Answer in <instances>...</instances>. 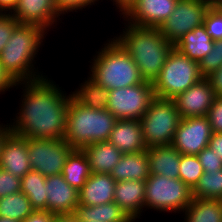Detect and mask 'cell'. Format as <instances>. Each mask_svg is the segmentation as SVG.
I'll return each mask as SVG.
<instances>
[{"label":"cell","mask_w":222,"mask_h":222,"mask_svg":"<svg viewBox=\"0 0 222 222\" xmlns=\"http://www.w3.org/2000/svg\"><path fill=\"white\" fill-rule=\"evenodd\" d=\"M48 75L25 82H17L14 90H23L17 113L9 122L10 131L23 138L58 139L65 137L69 94ZM64 90V91H63Z\"/></svg>","instance_id":"1"},{"label":"cell","mask_w":222,"mask_h":222,"mask_svg":"<svg viewBox=\"0 0 222 222\" xmlns=\"http://www.w3.org/2000/svg\"><path fill=\"white\" fill-rule=\"evenodd\" d=\"M123 22L124 29L111 37L129 53L144 81L153 83L174 45L163 37L158 28L140 27L124 20Z\"/></svg>","instance_id":"2"},{"label":"cell","mask_w":222,"mask_h":222,"mask_svg":"<svg viewBox=\"0 0 222 222\" xmlns=\"http://www.w3.org/2000/svg\"><path fill=\"white\" fill-rule=\"evenodd\" d=\"M47 34L49 33L42 27L33 24H19L13 31L0 54V62L16 82L36 80L46 76L37 64L38 53L39 51L41 53V47L47 43L45 42L49 36Z\"/></svg>","instance_id":"3"},{"label":"cell","mask_w":222,"mask_h":222,"mask_svg":"<svg viewBox=\"0 0 222 222\" xmlns=\"http://www.w3.org/2000/svg\"><path fill=\"white\" fill-rule=\"evenodd\" d=\"M90 57L88 76L105 89L131 87L144 82L129 53L112 37Z\"/></svg>","instance_id":"4"},{"label":"cell","mask_w":222,"mask_h":222,"mask_svg":"<svg viewBox=\"0 0 222 222\" xmlns=\"http://www.w3.org/2000/svg\"><path fill=\"white\" fill-rule=\"evenodd\" d=\"M118 119L107 109L94 110L73 96L68 104L64 140L73 149L108 141Z\"/></svg>","instance_id":"5"},{"label":"cell","mask_w":222,"mask_h":222,"mask_svg":"<svg viewBox=\"0 0 222 222\" xmlns=\"http://www.w3.org/2000/svg\"><path fill=\"white\" fill-rule=\"evenodd\" d=\"M202 78L199 63L173 48L153 81L155 97L173 99Z\"/></svg>","instance_id":"6"},{"label":"cell","mask_w":222,"mask_h":222,"mask_svg":"<svg viewBox=\"0 0 222 222\" xmlns=\"http://www.w3.org/2000/svg\"><path fill=\"white\" fill-rule=\"evenodd\" d=\"M192 189L180 179L149 175L145 180V211L182 214L192 201Z\"/></svg>","instance_id":"7"},{"label":"cell","mask_w":222,"mask_h":222,"mask_svg":"<svg viewBox=\"0 0 222 222\" xmlns=\"http://www.w3.org/2000/svg\"><path fill=\"white\" fill-rule=\"evenodd\" d=\"M180 119L173 99L155 97L140 118L143 139L147 148L171 145Z\"/></svg>","instance_id":"8"},{"label":"cell","mask_w":222,"mask_h":222,"mask_svg":"<svg viewBox=\"0 0 222 222\" xmlns=\"http://www.w3.org/2000/svg\"><path fill=\"white\" fill-rule=\"evenodd\" d=\"M155 98L153 83H143L109 90L106 109L118 120H140Z\"/></svg>","instance_id":"9"},{"label":"cell","mask_w":222,"mask_h":222,"mask_svg":"<svg viewBox=\"0 0 222 222\" xmlns=\"http://www.w3.org/2000/svg\"><path fill=\"white\" fill-rule=\"evenodd\" d=\"M212 4L209 0H178L174 11L158 28L175 45L186 33L203 25Z\"/></svg>","instance_id":"10"},{"label":"cell","mask_w":222,"mask_h":222,"mask_svg":"<svg viewBox=\"0 0 222 222\" xmlns=\"http://www.w3.org/2000/svg\"><path fill=\"white\" fill-rule=\"evenodd\" d=\"M27 150L31 169L48 177L62 174L73 148L64 139L27 138Z\"/></svg>","instance_id":"11"},{"label":"cell","mask_w":222,"mask_h":222,"mask_svg":"<svg viewBox=\"0 0 222 222\" xmlns=\"http://www.w3.org/2000/svg\"><path fill=\"white\" fill-rule=\"evenodd\" d=\"M211 135L207 116L181 118L171 145L180 154L198 155L208 147Z\"/></svg>","instance_id":"12"},{"label":"cell","mask_w":222,"mask_h":222,"mask_svg":"<svg viewBox=\"0 0 222 222\" xmlns=\"http://www.w3.org/2000/svg\"><path fill=\"white\" fill-rule=\"evenodd\" d=\"M12 16L20 24H33L42 27L45 31H55L59 23H63L62 16L54 0H18ZM61 21V22H60ZM51 29V30H50Z\"/></svg>","instance_id":"13"},{"label":"cell","mask_w":222,"mask_h":222,"mask_svg":"<svg viewBox=\"0 0 222 222\" xmlns=\"http://www.w3.org/2000/svg\"><path fill=\"white\" fill-rule=\"evenodd\" d=\"M177 2L178 0H136L122 20L140 27L159 28L174 11Z\"/></svg>","instance_id":"14"},{"label":"cell","mask_w":222,"mask_h":222,"mask_svg":"<svg viewBox=\"0 0 222 222\" xmlns=\"http://www.w3.org/2000/svg\"><path fill=\"white\" fill-rule=\"evenodd\" d=\"M216 98V94L208 80L203 77L200 81L178 94L173 101L181 118L207 116L208 110Z\"/></svg>","instance_id":"15"},{"label":"cell","mask_w":222,"mask_h":222,"mask_svg":"<svg viewBox=\"0 0 222 222\" xmlns=\"http://www.w3.org/2000/svg\"><path fill=\"white\" fill-rule=\"evenodd\" d=\"M46 211L56 215L75 214L79 206V192L70 186L62 174L46 177Z\"/></svg>","instance_id":"16"},{"label":"cell","mask_w":222,"mask_h":222,"mask_svg":"<svg viewBox=\"0 0 222 222\" xmlns=\"http://www.w3.org/2000/svg\"><path fill=\"white\" fill-rule=\"evenodd\" d=\"M0 169L23 178L31 171L27 150V138L12 132L4 139L0 152Z\"/></svg>","instance_id":"17"},{"label":"cell","mask_w":222,"mask_h":222,"mask_svg":"<svg viewBox=\"0 0 222 222\" xmlns=\"http://www.w3.org/2000/svg\"><path fill=\"white\" fill-rule=\"evenodd\" d=\"M114 202L133 221L142 218L145 207V180L117 181L114 191ZM141 217V218H140Z\"/></svg>","instance_id":"18"},{"label":"cell","mask_w":222,"mask_h":222,"mask_svg":"<svg viewBox=\"0 0 222 222\" xmlns=\"http://www.w3.org/2000/svg\"><path fill=\"white\" fill-rule=\"evenodd\" d=\"M108 142L123 154L143 152L147 149L140 120H117Z\"/></svg>","instance_id":"19"},{"label":"cell","mask_w":222,"mask_h":222,"mask_svg":"<svg viewBox=\"0 0 222 222\" xmlns=\"http://www.w3.org/2000/svg\"><path fill=\"white\" fill-rule=\"evenodd\" d=\"M116 181L110 174L91 173L78 191L79 205L94 206L114 202Z\"/></svg>","instance_id":"20"},{"label":"cell","mask_w":222,"mask_h":222,"mask_svg":"<svg viewBox=\"0 0 222 222\" xmlns=\"http://www.w3.org/2000/svg\"><path fill=\"white\" fill-rule=\"evenodd\" d=\"M146 151L151 175L179 179L181 154L172 145L152 146Z\"/></svg>","instance_id":"21"},{"label":"cell","mask_w":222,"mask_h":222,"mask_svg":"<svg viewBox=\"0 0 222 222\" xmlns=\"http://www.w3.org/2000/svg\"><path fill=\"white\" fill-rule=\"evenodd\" d=\"M91 173L110 174L123 153L108 141L89 144L82 148Z\"/></svg>","instance_id":"22"},{"label":"cell","mask_w":222,"mask_h":222,"mask_svg":"<svg viewBox=\"0 0 222 222\" xmlns=\"http://www.w3.org/2000/svg\"><path fill=\"white\" fill-rule=\"evenodd\" d=\"M110 175L115 181L146 180L150 175L147 151L123 154Z\"/></svg>","instance_id":"23"},{"label":"cell","mask_w":222,"mask_h":222,"mask_svg":"<svg viewBox=\"0 0 222 222\" xmlns=\"http://www.w3.org/2000/svg\"><path fill=\"white\" fill-rule=\"evenodd\" d=\"M214 41L204 25L186 33L175 45L181 54L198 63L213 49Z\"/></svg>","instance_id":"24"},{"label":"cell","mask_w":222,"mask_h":222,"mask_svg":"<svg viewBox=\"0 0 222 222\" xmlns=\"http://www.w3.org/2000/svg\"><path fill=\"white\" fill-rule=\"evenodd\" d=\"M180 216L183 222H222V200L192 198Z\"/></svg>","instance_id":"25"},{"label":"cell","mask_w":222,"mask_h":222,"mask_svg":"<svg viewBox=\"0 0 222 222\" xmlns=\"http://www.w3.org/2000/svg\"><path fill=\"white\" fill-rule=\"evenodd\" d=\"M62 175L65 181L78 191L90 177L91 171L88 159L82 149H73L68 155Z\"/></svg>","instance_id":"26"},{"label":"cell","mask_w":222,"mask_h":222,"mask_svg":"<svg viewBox=\"0 0 222 222\" xmlns=\"http://www.w3.org/2000/svg\"><path fill=\"white\" fill-rule=\"evenodd\" d=\"M75 215L80 220L87 221L95 220L98 222H133L115 202L94 206L79 205Z\"/></svg>","instance_id":"27"},{"label":"cell","mask_w":222,"mask_h":222,"mask_svg":"<svg viewBox=\"0 0 222 222\" xmlns=\"http://www.w3.org/2000/svg\"><path fill=\"white\" fill-rule=\"evenodd\" d=\"M78 88L75 87L72 96L82 105L94 110L106 109L109 98V89L97 84L88 75Z\"/></svg>","instance_id":"28"},{"label":"cell","mask_w":222,"mask_h":222,"mask_svg":"<svg viewBox=\"0 0 222 222\" xmlns=\"http://www.w3.org/2000/svg\"><path fill=\"white\" fill-rule=\"evenodd\" d=\"M46 177L40 172L29 171L21 178V192L29 199L34 210H46Z\"/></svg>","instance_id":"29"},{"label":"cell","mask_w":222,"mask_h":222,"mask_svg":"<svg viewBox=\"0 0 222 222\" xmlns=\"http://www.w3.org/2000/svg\"><path fill=\"white\" fill-rule=\"evenodd\" d=\"M33 211L28 197L21 191L0 198V217L2 218L21 222Z\"/></svg>","instance_id":"30"},{"label":"cell","mask_w":222,"mask_h":222,"mask_svg":"<svg viewBox=\"0 0 222 222\" xmlns=\"http://www.w3.org/2000/svg\"><path fill=\"white\" fill-rule=\"evenodd\" d=\"M192 197L222 200V169L204 172L196 186L192 189Z\"/></svg>","instance_id":"31"},{"label":"cell","mask_w":222,"mask_h":222,"mask_svg":"<svg viewBox=\"0 0 222 222\" xmlns=\"http://www.w3.org/2000/svg\"><path fill=\"white\" fill-rule=\"evenodd\" d=\"M204 171L197 155L181 154L179 163V179L190 189L198 183Z\"/></svg>","instance_id":"32"},{"label":"cell","mask_w":222,"mask_h":222,"mask_svg":"<svg viewBox=\"0 0 222 222\" xmlns=\"http://www.w3.org/2000/svg\"><path fill=\"white\" fill-rule=\"evenodd\" d=\"M199 66L203 77L222 67V40L214 41L213 49L199 62Z\"/></svg>","instance_id":"33"},{"label":"cell","mask_w":222,"mask_h":222,"mask_svg":"<svg viewBox=\"0 0 222 222\" xmlns=\"http://www.w3.org/2000/svg\"><path fill=\"white\" fill-rule=\"evenodd\" d=\"M203 25L213 41L222 40V12L219 9L211 6Z\"/></svg>","instance_id":"34"},{"label":"cell","mask_w":222,"mask_h":222,"mask_svg":"<svg viewBox=\"0 0 222 222\" xmlns=\"http://www.w3.org/2000/svg\"><path fill=\"white\" fill-rule=\"evenodd\" d=\"M56 7L59 11V13L63 16L69 14L70 12L74 13V11L77 13L78 10L84 11V9H90L93 7V5L96 4L99 5L103 0H54ZM84 8V9H83Z\"/></svg>","instance_id":"35"},{"label":"cell","mask_w":222,"mask_h":222,"mask_svg":"<svg viewBox=\"0 0 222 222\" xmlns=\"http://www.w3.org/2000/svg\"><path fill=\"white\" fill-rule=\"evenodd\" d=\"M21 191V178L0 169V198Z\"/></svg>","instance_id":"36"},{"label":"cell","mask_w":222,"mask_h":222,"mask_svg":"<svg viewBox=\"0 0 222 222\" xmlns=\"http://www.w3.org/2000/svg\"><path fill=\"white\" fill-rule=\"evenodd\" d=\"M19 24L11 14L0 13V54Z\"/></svg>","instance_id":"37"},{"label":"cell","mask_w":222,"mask_h":222,"mask_svg":"<svg viewBox=\"0 0 222 222\" xmlns=\"http://www.w3.org/2000/svg\"><path fill=\"white\" fill-rule=\"evenodd\" d=\"M197 157L204 172H212L214 170L219 171L222 169L221 157L217 156L214 153V150L209 147H205L203 150H201Z\"/></svg>","instance_id":"38"},{"label":"cell","mask_w":222,"mask_h":222,"mask_svg":"<svg viewBox=\"0 0 222 222\" xmlns=\"http://www.w3.org/2000/svg\"><path fill=\"white\" fill-rule=\"evenodd\" d=\"M207 118L212 133H222V96H216L208 110Z\"/></svg>","instance_id":"39"},{"label":"cell","mask_w":222,"mask_h":222,"mask_svg":"<svg viewBox=\"0 0 222 222\" xmlns=\"http://www.w3.org/2000/svg\"><path fill=\"white\" fill-rule=\"evenodd\" d=\"M17 82L10 76V74L4 69L0 62V95L6 94L7 91L14 89Z\"/></svg>","instance_id":"40"},{"label":"cell","mask_w":222,"mask_h":222,"mask_svg":"<svg viewBox=\"0 0 222 222\" xmlns=\"http://www.w3.org/2000/svg\"><path fill=\"white\" fill-rule=\"evenodd\" d=\"M56 214L46 210H34L21 222H54Z\"/></svg>","instance_id":"41"},{"label":"cell","mask_w":222,"mask_h":222,"mask_svg":"<svg viewBox=\"0 0 222 222\" xmlns=\"http://www.w3.org/2000/svg\"><path fill=\"white\" fill-rule=\"evenodd\" d=\"M216 96H222V67L205 77Z\"/></svg>","instance_id":"42"},{"label":"cell","mask_w":222,"mask_h":222,"mask_svg":"<svg viewBox=\"0 0 222 222\" xmlns=\"http://www.w3.org/2000/svg\"><path fill=\"white\" fill-rule=\"evenodd\" d=\"M112 2L113 8H115L116 12H120V20L121 17H123L129 10L130 8L134 5L136 0H109Z\"/></svg>","instance_id":"43"},{"label":"cell","mask_w":222,"mask_h":222,"mask_svg":"<svg viewBox=\"0 0 222 222\" xmlns=\"http://www.w3.org/2000/svg\"><path fill=\"white\" fill-rule=\"evenodd\" d=\"M208 147L214 150V153L222 160V133H212Z\"/></svg>","instance_id":"44"},{"label":"cell","mask_w":222,"mask_h":222,"mask_svg":"<svg viewBox=\"0 0 222 222\" xmlns=\"http://www.w3.org/2000/svg\"><path fill=\"white\" fill-rule=\"evenodd\" d=\"M18 4V0H0V13L11 14Z\"/></svg>","instance_id":"45"},{"label":"cell","mask_w":222,"mask_h":222,"mask_svg":"<svg viewBox=\"0 0 222 222\" xmlns=\"http://www.w3.org/2000/svg\"><path fill=\"white\" fill-rule=\"evenodd\" d=\"M54 222H80V219L75 214L56 215Z\"/></svg>","instance_id":"46"},{"label":"cell","mask_w":222,"mask_h":222,"mask_svg":"<svg viewBox=\"0 0 222 222\" xmlns=\"http://www.w3.org/2000/svg\"><path fill=\"white\" fill-rule=\"evenodd\" d=\"M11 133L10 131V127H9V124L7 122L6 123H2L0 121V152H1V148H2V144H3V141L4 139Z\"/></svg>","instance_id":"47"},{"label":"cell","mask_w":222,"mask_h":222,"mask_svg":"<svg viewBox=\"0 0 222 222\" xmlns=\"http://www.w3.org/2000/svg\"><path fill=\"white\" fill-rule=\"evenodd\" d=\"M0 222H16V221L11 220L9 218H2V217H0Z\"/></svg>","instance_id":"48"},{"label":"cell","mask_w":222,"mask_h":222,"mask_svg":"<svg viewBox=\"0 0 222 222\" xmlns=\"http://www.w3.org/2000/svg\"><path fill=\"white\" fill-rule=\"evenodd\" d=\"M215 7L222 12V0H220V1L215 5Z\"/></svg>","instance_id":"49"},{"label":"cell","mask_w":222,"mask_h":222,"mask_svg":"<svg viewBox=\"0 0 222 222\" xmlns=\"http://www.w3.org/2000/svg\"><path fill=\"white\" fill-rule=\"evenodd\" d=\"M212 6H215L220 0H209Z\"/></svg>","instance_id":"50"},{"label":"cell","mask_w":222,"mask_h":222,"mask_svg":"<svg viewBox=\"0 0 222 222\" xmlns=\"http://www.w3.org/2000/svg\"><path fill=\"white\" fill-rule=\"evenodd\" d=\"M80 222H98V221H95V220H93V221L80 220Z\"/></svg>","instance_id":"51"}]
</instances>
